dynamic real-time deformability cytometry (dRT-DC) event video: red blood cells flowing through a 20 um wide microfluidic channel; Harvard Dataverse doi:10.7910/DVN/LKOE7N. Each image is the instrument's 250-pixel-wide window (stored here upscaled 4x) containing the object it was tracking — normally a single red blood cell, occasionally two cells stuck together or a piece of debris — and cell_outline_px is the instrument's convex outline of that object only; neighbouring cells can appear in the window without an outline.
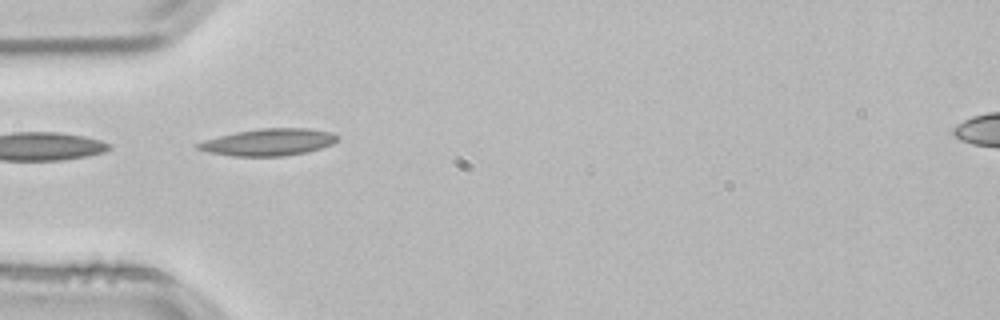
{"species": "common noctule bat (a hibernating species)", "species_latin": "Nyctalus noctula", "temperature_condition": "room temperature", "stored_images_in_passage": 3, "camera_frame_rate_fps": 3000, "um_per_image_px": 0.085, "animal": {"sex": "male", "body_mass_g": 21.5, "forearm_length_mm": 52.0}, "frame": {"image": 1, "passage_image": 3, "time_ms": 0.667, "image_size_px": [1000, 320], "cell_outline_px": [[340, 136], [332, 144], [320, 148], [304, 152], [284, 156], [232, 156], [208, 152], [196, 148], [192, 144], [204, 140], [236, 132], [260, 128], [308, 128], [332, 132]], "centroid_in_image_um": [22.8, 12.08], "position_along_channel_um": 62.2, "area_um2": 21.91}}